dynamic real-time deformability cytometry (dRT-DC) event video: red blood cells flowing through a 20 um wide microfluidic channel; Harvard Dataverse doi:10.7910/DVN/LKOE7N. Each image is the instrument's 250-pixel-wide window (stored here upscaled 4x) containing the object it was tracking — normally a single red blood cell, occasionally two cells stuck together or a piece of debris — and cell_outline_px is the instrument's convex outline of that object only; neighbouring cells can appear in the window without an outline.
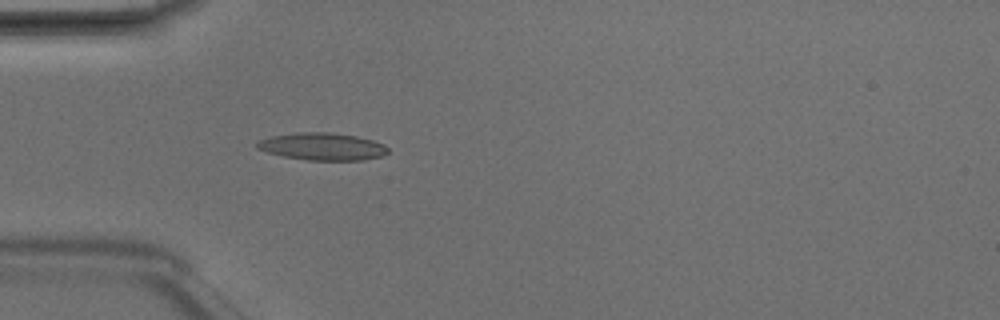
{"species": "Egyptian fruit bat (a non-hibernating species)", "species_latin": "Rousettus aegyptiacus", "temperature_condition": "room temperature", "stored_images_in_passage": 5, "camera_frame_rate_fps": 3000, "um_per_image_px": 0.085, "animal": {"sex": "male"}, "frame": {"image": 1, "passage_image": 5, "time_ms": 1.333, "image_size_px": [1000, 320], "cell_outline_px": [[388, 152], [380, 156], [360, 160], [308, 160], [284, 156], [268, 152], [256, 148], [256, 144], [260, 140], [272, 136], [296, 132], [332, 132], [356, 136], [372, 140], [384, 144], [388, 148]], "centroid_in_image_um": [27.4, 12.44], "position_along_channel_um": 57.6, "area_um2": 20.69}}